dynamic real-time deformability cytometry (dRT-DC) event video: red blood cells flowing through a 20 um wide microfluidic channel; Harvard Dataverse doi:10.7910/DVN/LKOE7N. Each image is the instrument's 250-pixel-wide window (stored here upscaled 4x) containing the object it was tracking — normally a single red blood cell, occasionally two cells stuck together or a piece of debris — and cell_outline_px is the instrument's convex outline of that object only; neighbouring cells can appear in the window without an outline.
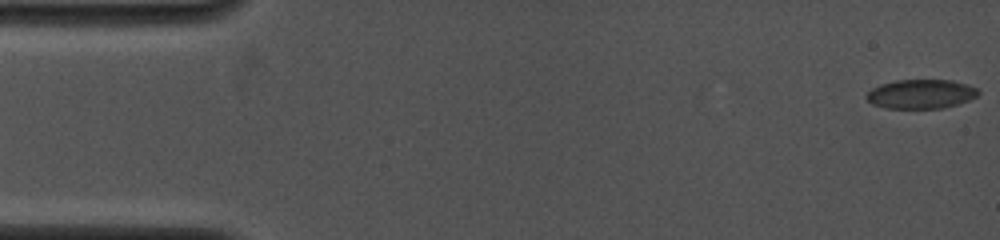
{"species": "common noctule bat (a hibernating species)", "species_latin": "Nyctalus noctula", "temperature_condition": "cold", "stored_images_in_passage": 40, "camera_frame_rate_fps": 4000, "um_per_image_px": 0.085, "animal": {"sex": "female", "body_mass_g": 19.0, "forearm_length_mm": 53.3}, "frame": {"image": 1, "passage_image": 1, "time_ms": 0.0, "image_size_px": [1000, 240], "cell_outline_px": [[980, 92], [976, 96], [968, 100], [944, 108], [884, 108], [872, 104], [864, 96], [872, 88], [880, 84], [896, 80], [952, 80], [968, 84], [976, 88]], "centroid_in_image_um": [78.26, 7.99], "position_along_channel_um": 6.7, "area_um2": 19.02}}
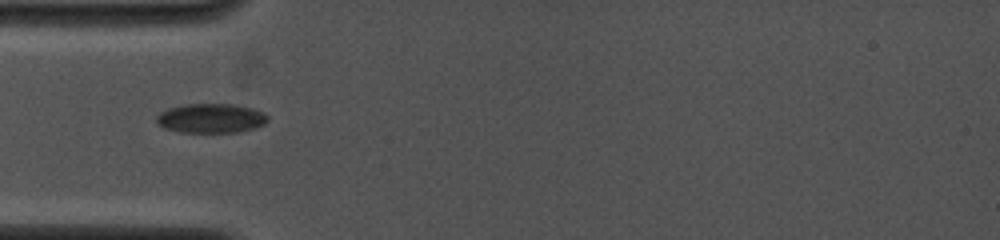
{"frame": {"image": 2, "passage_image": 24, "time_ms": 5.0, "image_size_px": [1000, 240], "cell_outline_px": [[268, 120], [264, 124], [252, 128], [236, 132], [180, 132], [164, 128], [156, 120], [156, 116], [160, 112], [168, 108], [184, 104], [236, 104], [252, 108], [264, 112], [268, 116]], "centroid_in_image_um": [17.93, 10.04], "position_along_channel_um": 67.1, "area_um2": 19.02}}
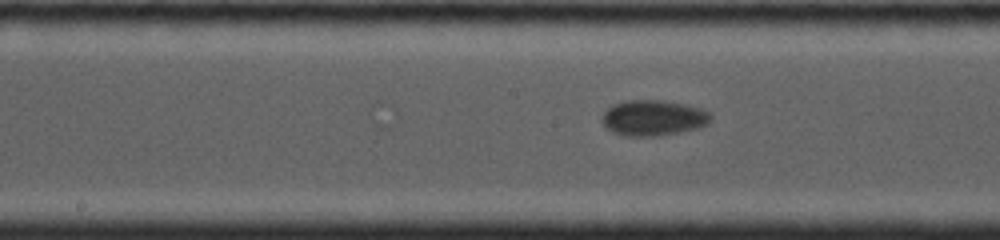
{"frame": {"image": 3, "passage_image": 40, "time_ms": 8.25, "image_size_px": [1000, 240], "cell_outline_px": [[712, 120], [708, 124], [700, 128], [680, 132], [656, 136], [624, 136], [612, 132], [600, 120], [604, 112], [612, 104], [628, 100], [664, 100], [688, 104], [700, 108], [708, 112], [712, 116]], "centroid_in_image_um": [55.55, 10.01], "position_along_channel_um": 192.6, "area_um2": 22.89}}